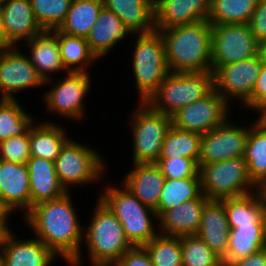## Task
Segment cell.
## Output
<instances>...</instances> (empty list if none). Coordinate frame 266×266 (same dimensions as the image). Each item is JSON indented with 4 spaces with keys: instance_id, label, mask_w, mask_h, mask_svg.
Instances as JSON below:
<instances>
[{
    "instance_id": "obj_16",
    "label": "cell",
    "mask_w": 266,
    "mask_h": 266,
    "mask_svg": "<svg viewBox=\"0 0 266 266\" xmlns=\"http://www.w3.org/2000/svg\"><path fill=\"white\" fill-rule=\"evenodd\" d=\"M209 11V0H154L155 30L207 20Z\"/></svg>"
},
{
    "instance_id": "obj_35",
    "label": "cell",
    "mask_w": 266,
    "mask_h": 266,
    "mask_svg": "<svg viewBox=\"0 0 266 266\" xmlns=\"http://www.w3.org/2000/svg\"><path fill=\"white\" fill-rule=\"evenodd\" d=\"M201 137L198 133L183 131L172 125L165 136L160 158L184 157L198 165Z\"/></svg>"
},
{
    "instance_id": "obj_40",
    "label": "cell",
    "mask_w": 266,
    "mask_h": 266,
    "mask_svg": "<svg viewBox=\"0 0 266 266\" xmlns=\"http://www.w3.org/2000/svg\"><path fill=\"white\" fill-rule=\"evenodd\" d=\"M0 160L27 164L30 156L29 131L16 137H9L0 142Z\"/></svg>"
},
{
    "instance_id": "obj_49",
    "label": "cell",
    "mask_w": 266,
    "mask_h": 266,
    "mask_svg": "<svg viewBox=\"0 0 266 266\" xmlns=\"http://www.w3.org/2000/svg\"><path fill=\"white\" fill-rule=\"evenodd\" d=\"M259 190V193H260V196L265 204V208H266V180L260 185L257 187Z\"/></svg>"
},
{
    "instance_id": "obj_8",
    "label": "cell",
    "mask_w": 266,
    "mask_h": 266,
    "mask_svg": "<svg viewBox=\"0 0 266 266\" xmlns=\"http://www.w3.org/2000/svg\"><path fill=\"white\" fill-rule=\"evenodd\" d=\"M142 109L134 111V164L157 163L165 136L172 126V119L152 109L146 102H140Z\"/></svg>"
},
{
    "instance_id": "obj_28",
    "label": "cell",
    "mask_w": 266,
    "mask_h": 266,
    "mask_svg": "<svg viewBox=\"0 0 266 266\" xmlns=\"http://www.w3.org/2000/svg\"><path fill=\"white\" fill-rule=\"evenodd\" d=\"M230 229L237 225H264L265 204L258 191V196L249 194L221 199Z\"/></svg>"
},
{
    "instance_id": "obj_7",
    "label": "cell",
    "mask_w": 266,
    "mask_h": 266,
    "mask_svg": "<svg viewBox=\"0 0 266 266\" xmlns=\"http://www.w3.org/2000/svg\"><path fill=\"white\" fill-rule=\"evenodd\" d=\"M201 191L208 199L240 197L249 194V186L257 187L249 177L244 157L198 165Z\"/></svg>"
},
{
    "instance_id": "obj_21",
    "label": "cell",
    "mask_w": 266,
    "mask_h": 266,
    "mask_svg": "<svg viewBox=\"0 0 266 266\" xmlns=\"http://www.w3.org/2000/svg\"><path fill=\"white\" fill-rule=\"evenodd\" d=\"M208 200L204 194H201L197 199L183 202L165 211L159 217L164 235L178 238L196 235L203 208Z\"/></svg>"
},
{
    "instance_id": "obj_31",
    "label": "cell",
    "mask_w": 266,
    "mask_h": 266,
    "mask_svg": "<svg viewBox=\"0 0 266 266\" xmlns=\"http://www.w3.org/2000/svg\"><path fill=\"white\" fill-rule=\"evenodd\" d=\"M244 160L250 179L260 186L266 180V128L258 121L249 128Z\"/></svg>"
},
{
    "instance_id": "obj_47",
    "label": "cell",
    "mask_w": 266,
    "mask_h": 266,
    "mask_svg": "<svg viewBox=\"0 0 266 266\" xmlns=\"http://www.w3.org/2000/svg\"><path fill=\"white\" fill-rule=\"evenodd\" d=\"M259 56L266 61V39L259 42Z\"/></svg>"
},
{
    "instance_id": "obj_11",
    "label": "cell",
    "mask_w": 266,
    "mask_h": 266,
    "mask_svg": "<svg viewBox=\"0 0 266 266\" xmlns=\"http://www.w3.org/2000/svg\"><path fill=\"white\" fill-rule=\"evenodd\" d=\"M227 101L213 89L204 98L193 102L171 117L180 130L204 135L222 125L227 118Z\"/></svg>"
},
{
    "instance_id": "obj_29",
    "label": "cell",
    "mask_w": 266,
    "mask_h": 266,
    "mask_svg": "<svg viewBox=\"0 0 266 266\" xmlns=\"http://www.w3.org/2000/svg\"><path fill=\"white\" fill-rule=\"evenodd\" d=\"M103 7V0H72L65 21L58 30L70 36L86 38Z\"/></svg>"
},
{
    "instance_id": "obj_12",
    "label": "cell",
    "mask_w": 266,
    "mask_h": 266,
    "mask_svg": "<svg viewBox=\"0 0 266 266\" xmlns=\"http://www.w3.org/2000/svg\"><path fill=\"white\" fill-rule=\"evenodd\" d=\"M259 55L230 65L217 66L213 72L214 89L226 100L235 96L246 103L253 94L261 70Z\"/></svg>"
},
{
    "instance_id": "obj_13",
    "label": "cell",
    "mask_w": 266,
    "mask_h": 266,
    "mask_svg": "<svg viewBox=\"0 0 266 266\" xmlns=\"http://www.w3.org/2000/svg\"><path fill=\"white\" fill-rule=\"evenodd\" d=\"M249 130L225 121L201 137L198 165L244 157Z\"/></svg>"
},
{
    "instance_id": "obj_26",
    "label": "cell",
    "mask_w": 266,
    "mask_h": 266,
    "mask_svg": "<svg viewBox=\"0 0 266 266\" xmlns=\"http://www.w3.org/2000/svg\"><path fill=\"white\" fill-rule=\"evenodd\" d=\"M51 31H43L28 40L31 48L30 62L36 69L38 75L45 83L51 81L46 72H56L65 69L59 50L57 36Z\"/></svg>"
},
{
    "instance_id": "obj_17",
    "label": "cell",
    "mask_w": 266,
    "mask_h": 266,
    "mask_svg": "<svg viewBox=\"0 0 266 266\" xmlns=\"http://www.w3.org/2000/svg\"><path fill=\"white\" fill-rule=\"evenodd\" d=\"M87 72H68L62 82L47 93L45 99L49 109L68 117L82 116L83 98L90 87Z\"/></svg>"
},
{
    "instance_id": "obj_22",
    "label": "cell",
    "mask_w": 266,
    "mask_h": 266,
    "mask_svg": "<svg viewBox=\"0 0 266 266\" xmlns=\"http://www.w3.org/2000/svg\"><path fill=\"white\" fill-rule=\"evenodd\" d=\"M125 178V187L144 205L155 210L159 204L165 176L156 163H136Z\"/></svg>"
},
{
    "instance_id": "obj_10",
    "label": "cell",
    "mask_w": 266,
    "mask_h": 266,
    "mask_svg": "<svg viewBox=\"0 0 266 266\" xmlns=\"http://www.w3.org/2000/svg\"><path fill=\"white\" fill-rule=\"evenodd\" d=\"M100 155L84 145L67 140L55 160L60 185L67 192V185L95 180L103 170Z\"/></svg>"
},
{
    "instance_id": "obj_15",
    "label": "cell",
    "mask_w": 266,
    "mask_h": 266,
    "mask_svg": "<svg viewBox=\"0 0 266 266\" xmlns=\"http://www.w3.org/2000/svg\"><path fill=\"white\" fill-rule=\"evenodd\" d=\"M0 13L3 36L9 46L18 40H30L43 32L34 16L30 0H1Z\"/></svg>"
},
{
    "instance_id": "obj_19",
    "label": "cell",
    "mask_w": 266,
    "mask_h": 266,
    "mask_svg": "<svg viewBox=\"0 0 266 266\" xmlns=\"http://www.w3.org/2000/svg\"><path fill=\"white\" fill-rule=\"evenodd\" d=\"M11 232L1 239L0 266H48L56 256L39 239L17 241Z\"/></svg>"
},
{
    "instance_id": "obj_5",
    "label": "cell",
    "mask_w": 266,
    "mask_h": 266,
    "mask_svg": "<svg viewBox=\"0 0 266 266\" xmlns=\"http://www.w3.org/2000/svg\"><path fill=\"white\" fill-rule=\"evenodd\" d=\"M120 221L126 239L134 246H144L155 238L150 215L157 217L152 208L144 205L126 187L125 190L107 188L99 198Z\"/></svg>"
},
{
    "instance_id": "obj_14",
    "label": "cell",
    "mask_w": 266,
    "mask_h": 266,
    "mask_svg": "<svg viewBox=\"0 0 266 266\" xmlns=\"http://www.w3.org/2000/svg\"><path fill=\"white\" fill-rule=\"evenodd\" d=\"M10 46L0 51V90L2 99H15L13 93L27 87L44 84L30 62V58Z\"/></svg>"
},
{
    "instance_id": "obj_27",
    "label": "cell",
    "mask_w": 266,
    "mask_h": 266,
    "mask_svg": "<svg viewBox=\"0 0 266 266\" xmlns=\"http://www.w3.org/2000/svg\"><path fill=\"white\" fill-rule=\"evenodd\" d=\"M264 225H237L230 229L226 256L222 259L224 266L259 252L265 248Z\"/></svg>"
},
{
    "instance_id": "obj_9",
    "label": "cell",
    "mask_w": 266,
    "mask_h": 266,
    "mask_svg": "<svg viewBox=\"0 0 266 266\" xmlns=\"http://www.w3.org/2000/svg\"><path fill=\"white\" fill-rule=\"evenodd\" d=\"M212 70L259 55V41L249 24L211 25Z\"/></svg>"
},
{
    "instance_id": "obj_2",
    "label": "cell",
    "mask_w": 266,
    "mask_h": 266,
    "mask_svg": "<svg viewBox=\"0 0 266 266\" xmlns=\"http://www.w3.org/2000/svg\"><path fill=\"white\" fill-rule=\"evenodd\" d=\"M172 73L212 71V29L207 20L159 31Z\"/></svg>"
},
{
    "instance_id": "obj_32",
    "label": "cell",
    "mask_w": 266,
    "mask_h": 266,
    "mask_svg": "<svg viewBox=\"0 0 266 266\" xmlns=\"http://www.w3.org/2000/svg\"><path fill=\"white\" fill-rule=\"evenodd\" d=\"M68 139L58 126L43 123L29 129L30 156L55 162L62 146Z\"/></svg>"
},
{
    "instance_id": "obj_25",
    "label": "cell",
    "mask_w": 266,
    "mask_h": 266,
    "mask_svg": "<svg viewBox=\"0 0 266 266\" xmlns=\"http://www.w3.org/2000/svg\"><path fill=\"white\" fill-rule=\"evenodd\" d=\"M130 33L122 20L112 11L102 8L94 26L92 27L86 41L91 52L100 58L116 45L117 41Z\"/></svg>"
},
{
    "instance_id": "obj_48",
    "label": "cell",
    "mask_w": 266,
    "mask_h": 266,
    "mask_svg": "<svg viewBox=\"0 0 266 266\" xmlns=\"http://www.w3.org/2000/svg\"><path fill=\"white\" fill-rule=\"evenodd\" d=\"M10 47L3 36V31H2V23H1V13H0V50L6 49Z\"/></svg>"
},
{
    "instance_id": "obj_4",
    "label": "cell",
    "mask_w": 266,
    "mask_h": 266,
    "mask_svg": "<svg viewBox=\"0 0 266 266\" xmlns=\"http://www.w3.org/2000/svg\"><path fill=\"white\" fill-rule=\"evenodd\" d=\"M85 233L93 266L114 265L133 247L126 239L120 221L100 199Z\"/></svg>"
},
{
    "instance_id": "obj_46",
    "label": "cell",
    "mask_w": 266,
    "mask_h": 266,
    "mask_svg": "<svg viewBox=\"0 0 266 266\" xmlns=\"http://www.w3.org/2000/svg\"><path fill=\"white\" fill-rule=\"evenodd\" d=\"M8 213L10 214V212L0 203V235L2 237L10 232L6 226Z\"/></svg>"
},
{
    "instance_id": "obj_39",
    "label": "cell",
    "mask_w": 266,
    "mask_h": 266,
    "mask_svg": "<svg viewBox=\"0 0 266 266\" xmlns=\"http://www.w3.org/2000/svg\"><path fill=\"white\" fill-rule=\"evenodd\" d=\"M182 266H224L222 259L198 236L180 237Z\"/></svg>"
},
{
    "instance_id": "obj_30",
    "label": "cell",
    "mask_w": 266,
    "mask_h": 266,
    "mask_svg": "<svg viewBox=\"0 0 266 266\" xmlns=\"http://www.w3.org/2000/svg\"><path fill=\"white\" fill-rule=\"evenodd\" d=\"M202 194L199 172L193 177L165 178V183L155 209L159 218L165 211L175 208L183 202L197 199Z\"/></svg>"
},
{
    "instance_id": "obj_6",
    "label": "cell",
    "mask_w": 266,
    "mask_h": 266,
    "mask_svg": "<svg viewBox=\"0 0 266 266\" xmlns=\"http://www.w3.org/2000/svg\"><path fill=\"white\" fill-rule=\"evenodd\" d=\"M133 70L141 96L139 102H146L169 73L165 44L159 31L138 35Z\"/></svg>"
},
{
    "instance_id": "obj_1",
    "label": "cell",
    "mask_w": 266,
    "mask_h": 266,
    "mask_svg": "<svg viewBox=\"0 0 266 266\" xmlns=\"http://www.w3.org/2000/svg\"><path fill=\"white\" fill-rule=\"evenodd\" d=\"M68 192L62 197L39 203L26 212L28 223L55 255L63 256L71 266H78L82 228Z\"/></svg>"
},
{
    "instance_id": "obj_24",
    "label": "cell",
    "mask_w": 266,
    "mask_h": 266,
    "mask_svg": "<svg viewBox=\"0 0 266 266\" xmlns=\"http://www.w3.org/2000/svg\"><path fill=\"white\" fill-rule=\"evenodd\" d=\"M103 4L122 20L131 34L155 31L154 0H103Z\"/></svg>"
},
{
    "instance_id": "obj_3",
    "label": "cell",
    "mask_w": 266,
    "mask_h": 266,
    "mask_svg": "<svg viewBox=\"0 0 266 266\" xmlns=\"http://www.w3.org/2000/svg\"><path fill=\"white\" fill-rule=\"evenodd\" d=\"M213 89L212 71L170 72L146 103L152 109L172 117L183 107L204 98Z\"/></svg>"
},
{
    "instance_id": "obj_43",
    "label": "cell",
    "mask_w": 266,
    "mask_h": 266,
    "mask_svg": "<svg viewBox=\"0 0 266 266\" xmlns=\"http://www.w3.org/2000/svg\"><path fill=\"white\" fill-rule=\"evenodd\" d=\"M114 266H153L150 256L143 246H134L128 250Z\"/></svg>"
},
{
    "instance_id": "obj_18",
    "label": "cell",
    "mask_w": 266,
    "mask_h": 266,
    "mask_svg": "<svg viewBox=\"0 0 266 266\" xmlns=\"http://www.w3.org/2000/svg\"><path fill=\"white\" fill-rule=\"evenodd\" d=\"M0 203L12 212L15 207L31 209L27 164L0 160Z\"/></svg>"
},
{
    "instance_id": "obj_44",
    "label": "cell",
    "mask_w": 266,
    "mask_h": 266,
    "mask_svg": "<svg viewBox=\"0 0 266 266\" xmlns=\"http://www.w3.org/2000/svg\"><path fill=\"white\" fill-rule=\"evenodd\" d=\"M248 24L259 42L266 39V0H258L256 10Z\"/></svg>"
},
{
    "instance_id": "obj_50",
    "label": "cell",
    "mask_w": 266,
    "mask_h": 266,
    "mask_svg": "<svg viewBox=\"0 0 266 266\" xmlns=\"http://www.w3.org/2000/svg\"><path fill=\"white\" fill-rule=\"evenodd\" d=\"M258 111H260L262 113H261V117L257 121L266 128V105L263 106Z\"/></svg>"
},
{
    "instance_id": "obj_38",
    "label": "cell",
    "mask_w": 266,
    "mask_h": 266,
    "mask_svg": "<svg viewBox=\"0 0 266 266\" xmlns=\"http://www.w3.org/2000/svg\"><path fill=\"white\" fill-rule=\"evenodd\" d=\"M36 21L43 31L59 29L65 21L72 0H30Z\"/></svg>"
},
{
    "instance_id": "obj_51",
    "label": "cell",
    "mask_w": 266,
    "mask_h": 266,
    "mask_svg": "<svg viewBox=\"0 0 266 266\" xmlns=\"http://www.w3.org/2000/svg\"><path fill=\"white\" fill-rule=\"evenodd\" d=\"M264 240H265V244H266V212L264 215Z\"/></svg>"
},
{
    "instance_id": "obj_36",
    "label": "cell",
    "mask_w": 266,
    "mask_h": 266,
    "mask_svg": "<svg viewBox=\"0 0 266 266\" xmlns=\"http://www.w3.org/2000/svg\"><path fill=\"white\" fill-rule=\"evenodd\" d=\"M0 142L9 137L22 136L31 128L32 118L16 99H0Z\"/></svg>"
},
{
    "instance_id": "obj_41",
    "label": "cell",
    "mask_w": 266,
    "mask_h": 266,
    "mask_svg": "<svg viewBox=\"0 0 266 266\" xmlns=\"http://www.w3.org/2000/svg\"><path fill=\"white\" fill-rule=\"evenodd\" d=\"M165 178L180 179L193 177L199 172L198 165L189 158H159L156 163Z\"/></svg>"
},
{
    "instance_id": "obj_33",
    "label": "cell",
    "mask_w": 266,
    "mask_h": 266,
    "mask_svg": "<svg viewBox=\"0 0 266 266\" xmlns=\"http://www.w3.org/2000/svg\"><path fill=\"white\" fill-rule=\"evenodd\" d=\"M258 0H211L207 21L211 25L249 23Z\"/></svg>"
},
{
    "instance_id": "obj_23",
    "label": "cell",
    "mask_w": 266,
    "mask_h": 266,
    "mask_svg": "<svg viewBox=\"0 0 266 266\" xmlns=\"http://www.w3.org/2000/svg\"><path fill=\"white\" fill-rule=\"evenodd\" d=\"M30 182L31 207L62 197L66 191L60 185L55 162L39 157L27 161Z\"/></svg>"
},
{
    "instance_id": "obj_34",
    "label": "cell",
    "mask_w": 266,
    "mask_h": 266,
    "mask_svg": "<svg viewBox=\"0 0 266 266\" xmlns=\"http://www.w3.org/2000/svg\"><path fill=\"white\" fill-rule=\"evenodd\" d=\"M57 36L61 59L68 72H86V65L94 61L96 56L91 52L89 45L84 37L70 36L60 32L58 29L52 30ZM79 66L75 67L74 65ZM82 64V65H81ZM74 67L71 68L70 66Z\"/></svg>"
},
{
    "instance_id": "obj_45",
    "label": "cell",
    "mask_w": 266,
    "mask_h": 266,
    "mask_svg": "<svg viewBox=\"0 0 266 266\" xmlns=\"http://www.w3.org/2000/svg\"><path fill=\"white\" fill-rule=\"evenodd\" d=\"M229 266H266V247L257 253L232 262Z\"/></svg>"
},
{
    "instance_id": "obj_20",
    "label": "cell",
    "mask_w": 266,
    "mask_h": 266,
    "mask_svg": "<svg viewBox=\"0 0 266 266\" xmlns=\"http://www.w3.org/2000/svg\"><path fill=\"white\" fill-rule=\"evenodd\" d=\"M230 228L222 200L209 199L202 211L201 222L196 236L221 259L226 256Z\"/></svg>"
},
{
    "instance_id": "obj_37",
    "label": "cell",
    "mask_w": 266,
    "mask_h": 266,
    "mask_svg": "<svg viewBox=\"0 0 266 266\" xmlns=\"http://www.w3.org/2000/svg\"><path fill=\"white\" fill-rule=\"evenodd\" d=\"M148 252L153 266H182L180 238L157 235L143 246Z\"/></svg>"
},
{
    "instance_id": "obj_42",
    "label": "cell",
    "mask_w": 266,
    "mask_h": 266,
    "mask_svg": "<svg viewBox=\"0 0 266 266\" xmlns=\"http://www.w3.org/2000/svg\"><path fill=\"white\" fill-rule=\"evenodd\" d=\"M249 108L261 109L266 105V61L262 60L259 77L255 83L252 97L245 103Z\"/></svg>"
}]
</instances>
